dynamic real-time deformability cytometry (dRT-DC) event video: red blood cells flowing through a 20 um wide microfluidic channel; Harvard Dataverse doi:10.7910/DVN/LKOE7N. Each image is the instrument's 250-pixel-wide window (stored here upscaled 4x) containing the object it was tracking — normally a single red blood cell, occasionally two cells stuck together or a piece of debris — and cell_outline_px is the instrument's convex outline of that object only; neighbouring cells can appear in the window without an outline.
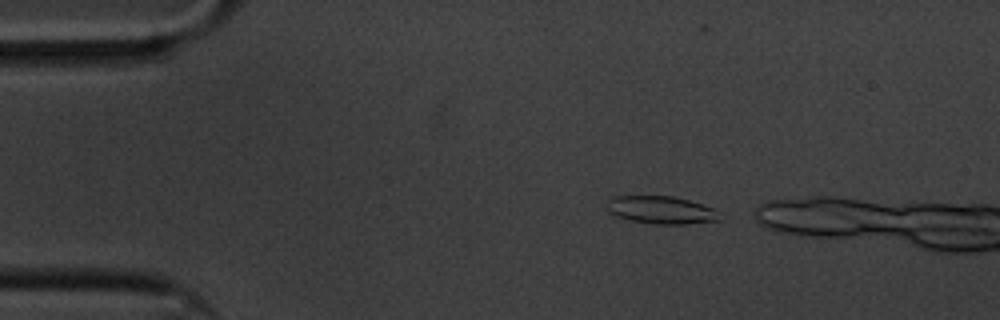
{"species": "common noctule bat (a hibernating species)", "species_latin": "Nyctalus noctula", "temperature_condition": "cold", "stored_images_in_passage": 6, "camera_frame_rate_fps": 3000, "um_per_image_px": 0.085, "animal": {"sex": "male", "body_mass_g": 20.1, "forearm_length_mm": 53.5}, "frame": {"image": 1, "passage_image": 3, "time_ms": 0.667, "image_size_px": [1000, 320], "cell_outline_px": [[724, 220], [684, 224], [656, 224], [632, 220], [616, 216], [608, 212], [608, 200], [616, 196], [672, 196], [688, 200], [712, 208]], "centroid_in_image_um": [56.21, 17.85], "position_along_channel_um": 28.8, "area_um2": 17.98}}